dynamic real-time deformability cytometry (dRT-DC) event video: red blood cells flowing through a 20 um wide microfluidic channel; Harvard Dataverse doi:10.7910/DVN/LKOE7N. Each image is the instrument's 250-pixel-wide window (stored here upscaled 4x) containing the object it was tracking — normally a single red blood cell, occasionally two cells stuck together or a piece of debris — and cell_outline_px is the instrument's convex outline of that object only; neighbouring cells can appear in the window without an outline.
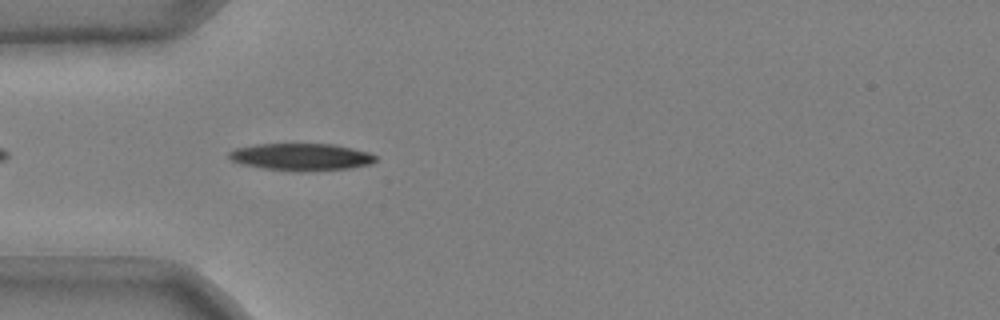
{"species": "common noctule bat (a hibernating species)", "species_latin": "Nyctalus noctula", "temperature_condition": "cold", "stored_images_in_passage": 40, "camera_frame_rate_fps": 3000, "um_per_image_px": 0.085, "animal": {"sex": "male", "body_mass_g": 20.4}, "frame": {"image": 1, "passage_image": 4, "time_ms": 1.0, "image_size_px": [1000, 320], "cell_outline_px": [[376, 160], [372, 164], [352, 168], [304, 172], [296, 172], [260, 168], [240, 164], [232, 160], [228, 156], [228, 152], [236, 148], [256, 144], [336, 144], [368, 152], [376, 156]], "centroid_in_image_um": [25.6, 13.35], "position_along_channel_um": 59.4, "area_um2": 23.58}}
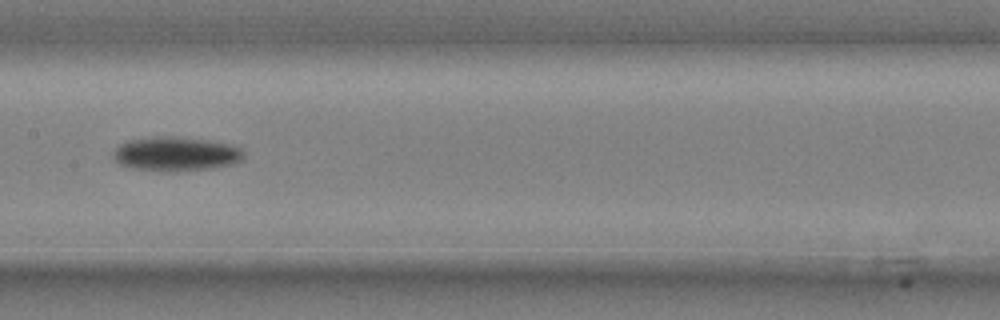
{"frame": {"image": 2, "passage_image": 15, "time_ms": 4.667, "image_size_px": [1000, 320], "cell_outline_px": [[244, 160], [232, 164], [212, 168], [180, 172], [160, 172], [132, 168], [120, 164], [112, 156], [112, 152], [120, 144], [128, 140], [152, 136], [176, 136], [208, 140], [228, 144], [240, 148], [244, 152]], "centroid_in_image_um": [14.94, 13.09], "position_along_channel_um": 192.5, "area_um2": 26.53}}
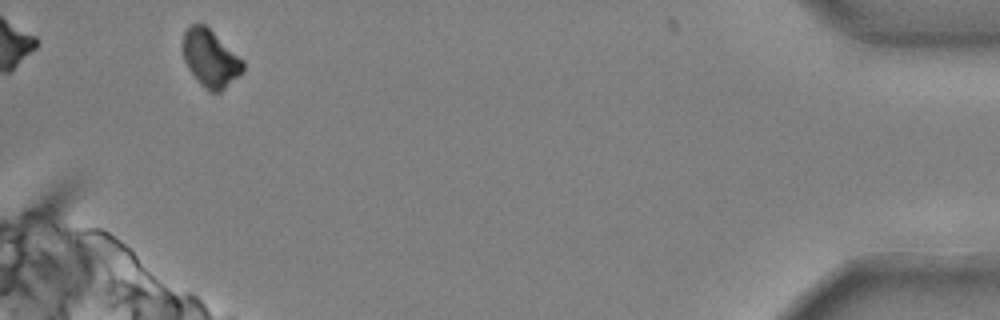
{"frame": {"image": 3, "passage_image": 38, "time_ms": 12.333, "image_size_px": [1000, 320], "cell_outline_px": [[244, 68], [220, 92], [208, 92], [200, 84], [188, 68], [184, 60], [180, 48], [180, 44], [184, 32], [188, 24], [204, 24], [244, 60]], "centroid_in_image_um": [17.81, 4.93], "position_along_channel_um": 417.4, "area_um2": 20.11}, "authors_computed_cell_mechanics": {"area_um2": 23.7269, "velocity_mm_per_s": 3.7018, "shape_relaxation_time_tau1_ms": 3.0815, "shape_relaxation_time_tau2_ms": null, "deformation_change_tau1": 0.1219, "deformation_change_tau2": null}}